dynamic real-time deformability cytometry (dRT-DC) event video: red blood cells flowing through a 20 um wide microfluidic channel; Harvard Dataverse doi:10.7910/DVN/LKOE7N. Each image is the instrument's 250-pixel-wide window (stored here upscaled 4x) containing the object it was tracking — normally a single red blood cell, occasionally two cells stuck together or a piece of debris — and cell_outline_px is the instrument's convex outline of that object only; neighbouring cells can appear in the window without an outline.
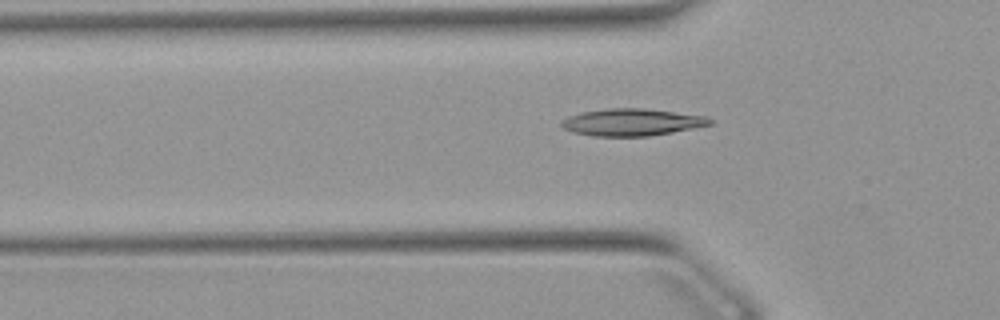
{"species": "Egyptian fruit bat (a non-hibernating species)", "species_latin": "Rousettus aegyptiacus", "temperature_condition": "warm", "stored_images_in_passage": 36, "camera_frame_rate_fps": 3000, "um_per_image_px": 0.085, "animal": {"sex": "female"}, "frame": {"image": 1, "passage_image": 5, "time_ms": 1.333, "image_size_px": [1000, 320], "cell_outline_px": [[712, 124], [672, 132], [648, 136], [592, 136], [572, 132], [564, 128], [560, 124], [560, 120], [568, 116], [580, 112], [608, 108], [644, 108], [708, 116], [712, 120]], "centroid_in_image_um": [53.67, 10.38], "position_along_channel_um": 72.1, "area_um2": 23.52}}
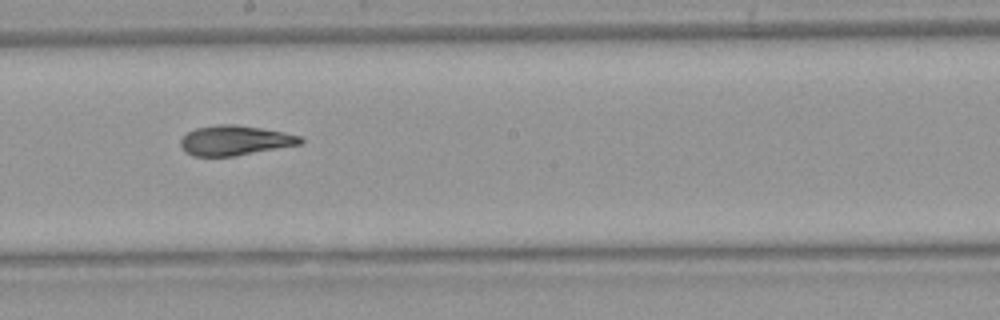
{"frame": {"image": 2, "passage_image": 17, "time_ms": 5.333, "image_size_px": [1000, 320], "cell_outline_px": [[304, 144], [236, 156], [192, 156], [184, 152], [180, 144], [180, 140], [188, 132], [196, 128], [216, 124], [236, 124], [284, 132], [300, 136], [304, 140]], "centroid_in_image_um": [19.99, 11.94], "position_along_channel_um": 228.2, "area_um2": 21.1}}
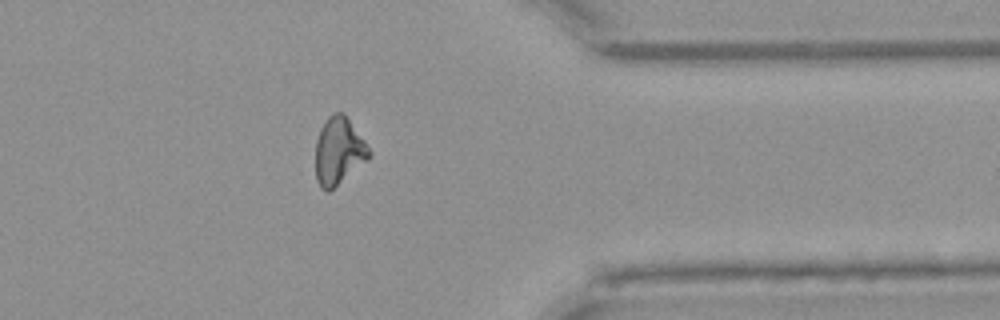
{"frame": {"image": 3, "passage_image": 30, "time_ms": 9.667, "image_size_px": [1000, 320], "cell_outline_px": [[372, 152], [364, 160], [328, 192], [324, 192], [320, 188], [316, 180], [316, 140], [320, 128], [328, 116], [336, 112], [344, 112], [364, 140]], "centroid_in_image_um": [28.74, 12.8], "position_along_channel_um": 382.7, "area_um2": 20.52}}